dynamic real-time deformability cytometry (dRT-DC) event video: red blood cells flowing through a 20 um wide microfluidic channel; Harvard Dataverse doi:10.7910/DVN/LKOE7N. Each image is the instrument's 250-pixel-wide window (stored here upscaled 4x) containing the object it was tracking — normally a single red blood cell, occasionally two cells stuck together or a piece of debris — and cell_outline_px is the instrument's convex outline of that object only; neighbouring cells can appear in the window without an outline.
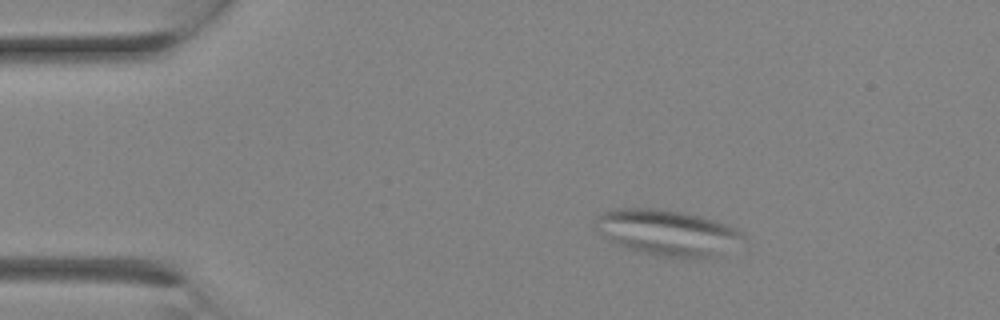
{"species": "Egyptian fruit bat (a non-hibernating species)", "species_latin": "Rousettus aegyptiacus", "temperature_condition": "room temperature", "stored_images_in_passage": 8, "camera_frame_rate_fps": 3000, "um_per_image_px": 0.085, "animal": {"sex": "female"}, "frame": {"image": 1, "passage_image": 4, "time_ms": 1.0, "image_size_px": [1000, 320], "cell_outline_px": [[744, 236], [708, 256], [664, 256], [616, 244], [604, 236], [596, 228], [596, 216], [604, 212], [616, 208], [652, 208], [680, 212], [700, 216], [736, 228]], "centroid_in_image_um": [56.57, 19.7], "position_along_channel_um": 28.4, "area_um2": 37.05}}